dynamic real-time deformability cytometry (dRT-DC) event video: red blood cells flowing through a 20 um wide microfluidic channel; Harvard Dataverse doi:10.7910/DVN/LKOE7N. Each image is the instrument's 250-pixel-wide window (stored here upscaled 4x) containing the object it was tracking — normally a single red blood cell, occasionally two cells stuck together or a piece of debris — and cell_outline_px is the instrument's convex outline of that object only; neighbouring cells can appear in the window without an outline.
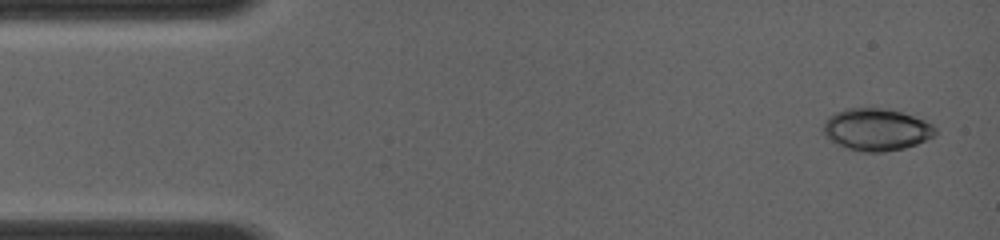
{"species": "common noctule bat (a hibernating species)", "species_latin": "Nyctalus noctula", "temperature_condition": "room temperature", "stored_images_in_passage": 14, "camera_frame_rate_fps": 4000, "um_per_image_px": 0.085, "animal": {"sex": "female", "body_mass_g": 19.0, "forearm_length_mm": 56.7}, "frame": {"image": 1, "passage_image": 1, "time_ms": 0.0, "image_size_px": [1000, 240], "cell_outline_px": [[936, 136], [916, 144], [904, 148], [884, 152], [860, 152], [848, 148], [824, 136], [824, 120], [828, 116], [836, 112], [848, 108], [880, 108], [900, 112], [924, 120], [932, 124], [936, 128]], "centroid_in_image_um": [74.5, 11.02], "position_along_channel_um": 10.5, "area_um2": 27.34}}
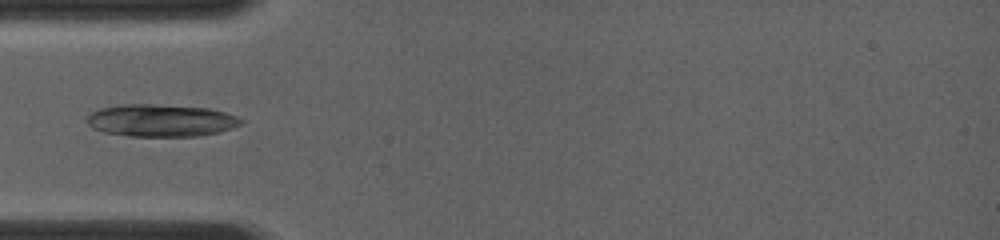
{"frame": {"image": 2, "passage_image": 9, "time_ms": 3.75, "image_size_px": [1000, 240], "cell_outline_px": [[244, 120], [240, 124], [220, 132], [200, 136], [128, 136], [104, 132], [92, 128], [88, 124], [88, 116], [92, 112], [100, 108], [120, 104], [152, 104], [208, 108], [224, 112], [236, 116]], "centroid_in_image_um": [13.67, 10.24], "position_along_channel_um": 71.3, "area_um2": 28.96}}
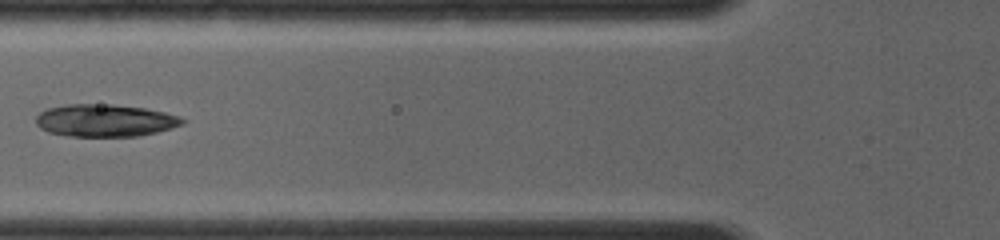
{"frame": {"image": 3, "passage_image": 12, "time_ms": 4.75, "image_size_px": [1000, 240], "cell_outline_px": [[184, 124], [172, 128], [156, 132], [136, 136], [68, 136], [48, 132], [40, 128], [36, 124], [36, 116], [40, 112], [48, 108], [68, 104], [112, 104], [144, 108], [164, 112], [180, 116], [184, 120]], "centroid_in_image_um": [8.92, 10.24], "position_along_channel_um": 116.9, "area_um2": 27.63}}